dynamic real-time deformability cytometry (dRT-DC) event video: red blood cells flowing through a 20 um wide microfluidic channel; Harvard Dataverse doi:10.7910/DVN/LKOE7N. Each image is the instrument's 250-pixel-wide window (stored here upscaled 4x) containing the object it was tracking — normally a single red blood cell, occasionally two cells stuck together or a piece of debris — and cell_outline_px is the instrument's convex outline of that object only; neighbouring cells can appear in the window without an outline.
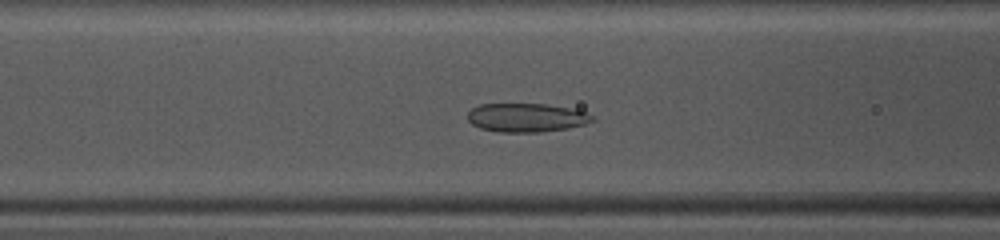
{"species": "common noctule bat (a hibernating species)", "species_latin": "Nyctalus noctula", "temperature_condition": "warm", "stored_images_in_passage": 35, "camera_frame_rate_fps": 3000, "um_per_image_px": 0.085, "animal": {"sex": "female", "body_mass_g": 10.0, "forearm_length_mm": 53.1}, "frame": {"image": 1, "passage_image": 6, "time_ms": 1.667, "image_size_px": [1000, 240], "cell_outline_px": [[596, 120], [584, 124], [568, 128], [540, 132], [500, 132], [480, 128], [472, 124], [468, 120], [468, 112], [472, 108], [480, 104], [544, 104], [568, 108], [584, 112], [596, 116]], "centroid_in_image_um": [44.75, 10.0], "position_along_channel_um": 121.9, "area_um2": 20.81}}
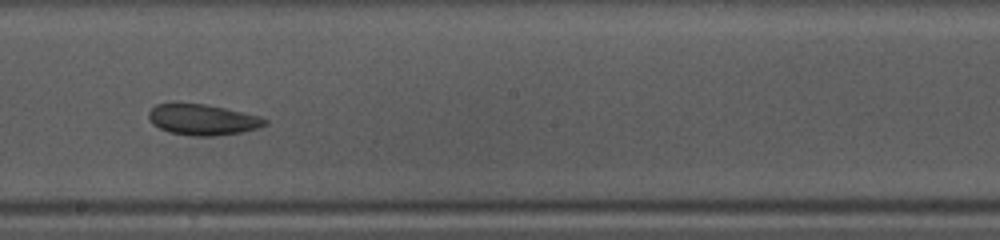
{"frame": {"image": 2, "passage_image": 14, "time_ms": 4.333, "image_size_px": [1000, 240], "cell_outline_px": [[268, 124], [256, 128], [240, 132], [216, 136], [192, 136], [168, 132], [152, 124], [148, 120], [148, 112], [156, 104], [176, 100], [204, 104], [224, 108], [260, 116], [268, 120]], "centroid_in_image_um": [17.14, 10.14], "position_along_channel_um": 231.1, "area_um2": 21.44}}
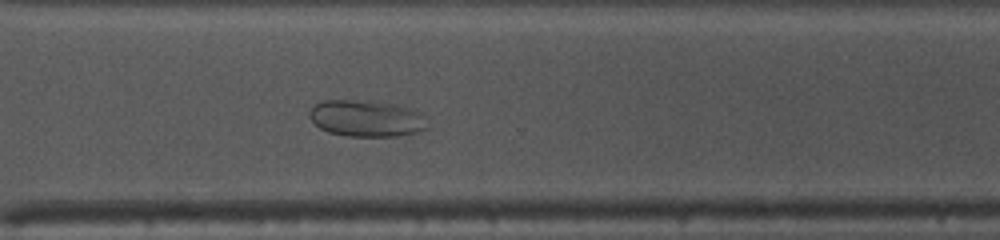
{"frame": {"image": 3, "passage_image": 22, "time_ms": 7.0, "image_size_px": [1000, 240], "cell_outline_px": [[428, 128], [416, 132], [396, 136], [344, 136], [328, 132], [320, 128], [308, 116], [312, 108], [316, 104], [324, 100], [352, 100], [388, 104], [408, 108], [420, 112]], "centroid_in_image_um": [31.1, 10.08], "position_along_channel_um": 339.5, "area_um2": 24.57}}